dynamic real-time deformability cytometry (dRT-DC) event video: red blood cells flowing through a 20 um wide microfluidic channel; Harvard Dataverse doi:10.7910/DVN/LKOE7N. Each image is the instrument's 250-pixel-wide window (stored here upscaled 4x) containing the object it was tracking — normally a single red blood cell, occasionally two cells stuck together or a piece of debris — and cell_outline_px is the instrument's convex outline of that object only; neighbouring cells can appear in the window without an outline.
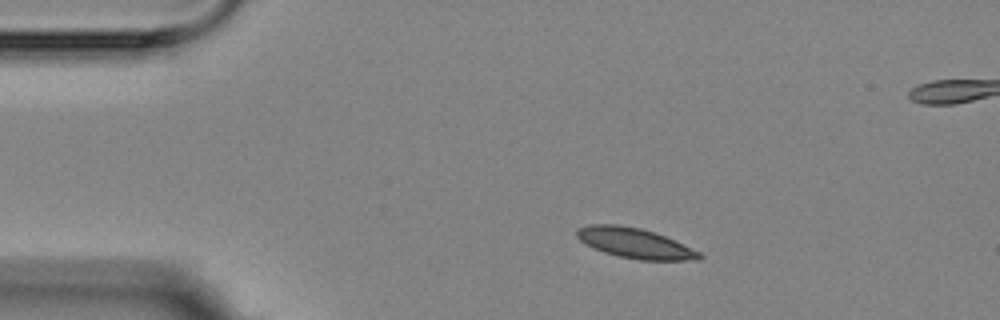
{"species": "Egyptian fruit bat (a non-hibernating species)", "species_latin": "Rousettus aegyptiacus", "temperature_condition": "room temperature", "stored_images_in_passage": 9, "camera_frame_rate_fps": 3000, "um_per_image_px": 0.085, "animal": {"sex": "female"}, "frame": {"image": 1, "passage_image": 1, "time_ms": 0.0, "image_size_px": [1000, 320], "cell_outline_px": [[704, 256], [700, 260], [640, 260], [620, 256], [604, 252], [592, 248], [580, 240], [576, 236], [576, 228], [588, 224], [616, 224], [640, 228], [656, 232], [700, 252]], "centroid_in_image_um": [53.94, 20.66], "position_along_channel_um": 31.1, "area_um2": 21.56}}
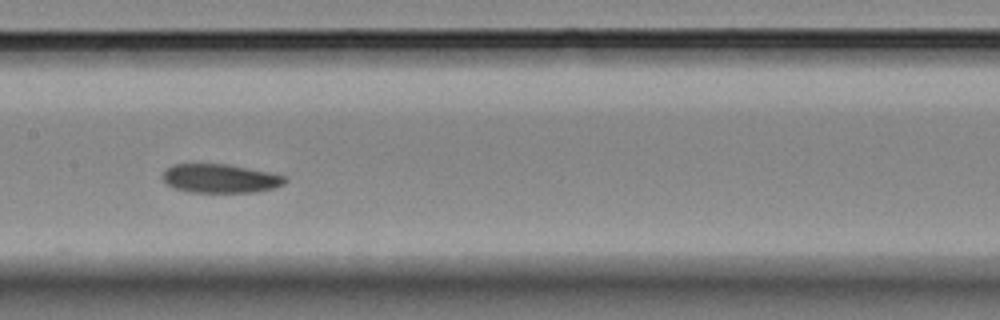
{"frame": {"image": 2, "passage_image": 6, "time_ms": 5.667, "image_size_px": [1000, 320], "cell_outline_px": [[288, 180], [284, 184], [276, 188], [256, 192], [188, 192], [176, 188], [168, 184], [164, 180], [164, 172], [172, 164], [228, 164], [268, 172], [284, 176]], "centroid_in_image_um": [18.77, 15.17], "position_along_channel_um": 188.6, "area_um2": 20.4}}
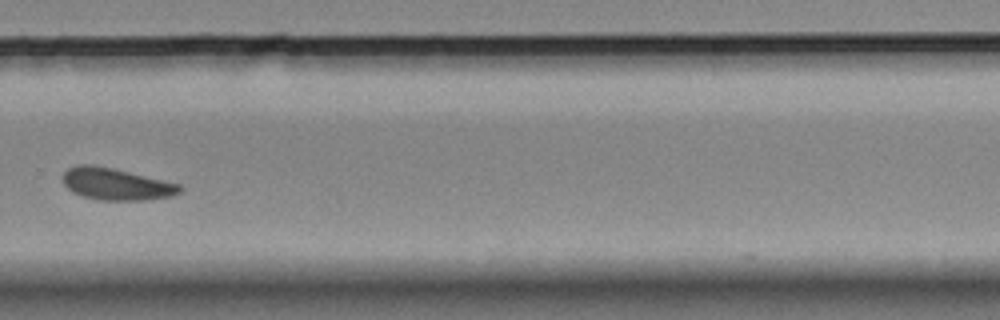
{"frame": {"image": 3, "passage_image": 9, "time_ms": 9.333, "image_size_px": [1000, 320], "cell_outline_px": [[184, 188], [180, 192], [168, 196], [144, 200], [96, 200], [72, 192], [64, 184], [64, 172], [68, 168], [76, 164], [92, 164], [112, 168], [180, 184]], "centroid_in_image_um": [9.85, 15.64], "position_along_channel_um": 320.0, "area_um2": 21.56}}